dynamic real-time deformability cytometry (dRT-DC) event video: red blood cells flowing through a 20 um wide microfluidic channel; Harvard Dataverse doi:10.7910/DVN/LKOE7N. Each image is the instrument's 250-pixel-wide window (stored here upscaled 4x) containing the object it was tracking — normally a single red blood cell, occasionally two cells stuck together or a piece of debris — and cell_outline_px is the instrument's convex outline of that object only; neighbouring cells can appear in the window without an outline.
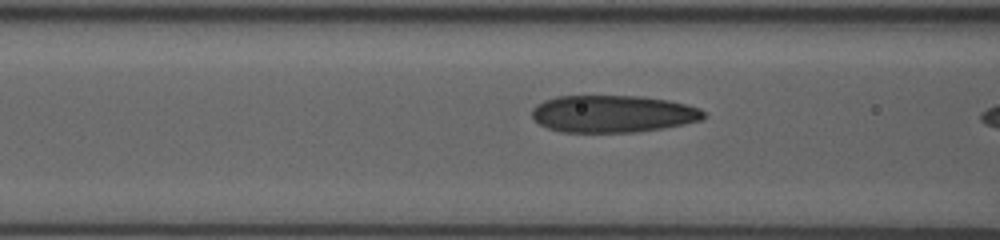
{"species": "human", "species_latin": "Homo sapiens", "temperature_condition": "room temperature", "stored_images_in_passage": 13, "camera_frame_rate_fps": 3000, "um_per_image_px": 0.085, "donor": {"sex": "female"}, "frame": {"image": 1, "passage_image": 11, "time_ms": 3.333, "image_size_px": [1000, 240], "cell_outline_px": [[704, 116], [700, 120], [660, 128], [632, 132], [564, 132], [548, 128], [540, 124], [532, 116], [532, 108], [536, 104], [544, 100], [556, 96], [644, 96], [668, 100], [688, 104], [700, 108], [704, 112]], "centroid_in_image_um": [52.06, 9.66], "position_along_channel_um": 114.5, "area_um2": 37.05}}